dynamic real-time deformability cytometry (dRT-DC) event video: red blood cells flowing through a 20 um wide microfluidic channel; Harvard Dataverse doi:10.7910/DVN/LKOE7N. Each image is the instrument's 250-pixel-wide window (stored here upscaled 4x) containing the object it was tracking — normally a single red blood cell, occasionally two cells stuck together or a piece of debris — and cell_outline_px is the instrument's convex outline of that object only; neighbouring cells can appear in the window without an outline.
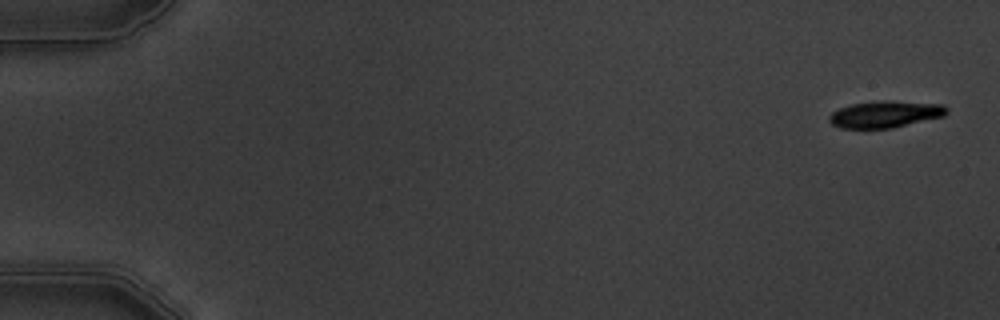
{"species": "common noctule bat (a hibernating species)", "species_latin": "Nyctalus noctula", "temperature_condition": "warm", "stored_images_in_passage": 7, "camera_frame_rate_fps": 3000, "um_per_image_px": 0.085, "animal": {"sex": "male", "body_mass_g": 19.5, "forearm_length_mm": 54.6}, "frame": {"image": 1, "passage_image": 1, "time_ms": 0.0, "image_size_px": [1000, 320], "cell_outline_px": [[948, 112], [944, 116], [892, 128], [840, 128], [832, 124], [828, 120], [828, 116], [832, 112], [840, 108], [852, 104], [884, 100], [888, 100], [944, 104], [948, 108]], "centroid_in_image_um": [75.26, 9.7], "position_along_channel_um": 9.7, "area_um2": 18.38}}
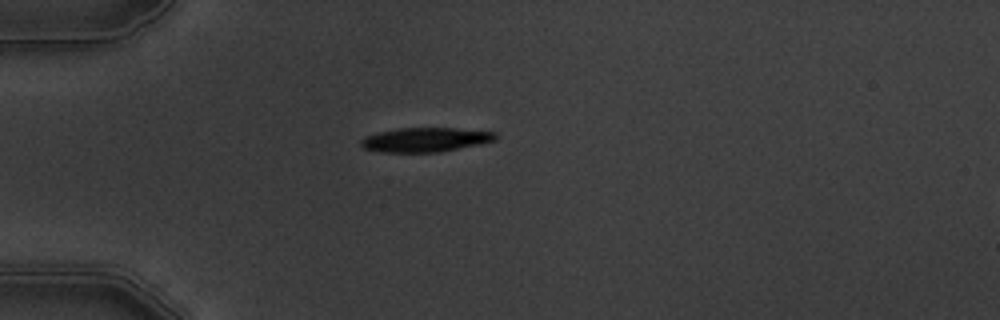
{"frame": {"image": 2, "passage_image": 5, "time_ms": 4.667, "image_size_px": [1000, 320], "cell_outline_px": [[496, 140], [480, 144], [440, 152], [380, 152], [364, 148], [360, 144], [360, 140], [364, 136], [380, 132], [400, 128], [452, 128], [496, 132]], "centroid_in_image_um": [36.14, 11.88], "position_along_channel_um": 48.9, "area_um2": 18.96}}